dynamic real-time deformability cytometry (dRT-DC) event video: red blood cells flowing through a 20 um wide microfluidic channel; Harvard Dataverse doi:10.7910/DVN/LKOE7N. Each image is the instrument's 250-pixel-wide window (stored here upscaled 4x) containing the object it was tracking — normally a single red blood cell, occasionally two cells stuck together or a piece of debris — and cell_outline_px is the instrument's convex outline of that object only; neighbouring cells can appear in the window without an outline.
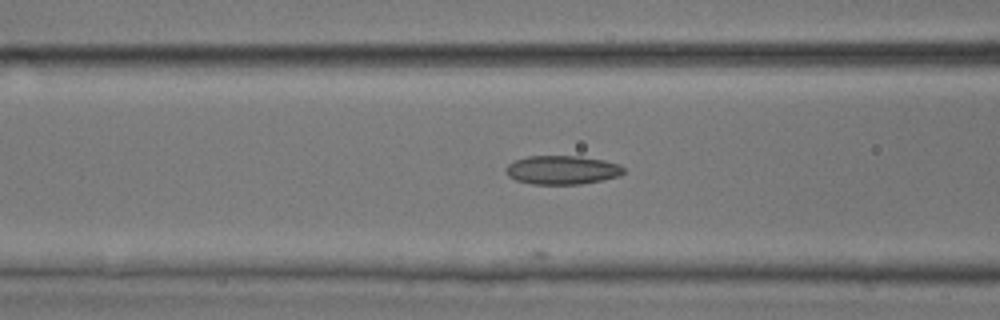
{"species": "common noctule bat (a hibernating species)", "species_latin": "Nyctalus noctula", "temperature_condition": "room temperature", "stored_images_in_passage": 12, "camera_frame_rate_fps": 3000, "um_per_image_px": 0.085, "animal": {"sex": "male", "body_mass_g": 17.9, "forearm_length_mm": 54.2}, "frame": {"image": 1, "passage_image": 5, "time_ms": 1.333, "image_size_px": [1000, 320], "cell_outline_px": [[624, 172], [620, 176], [604, 180], [580, 184], [532, 184], [516, 180], [508, 176], [504, 168], [508, 164], [516, 160], [528, 156], [580, 156], [604, 160], [620, 164], [624, 168]], "centroid_in_image_um": [47.8, 14.45], "position_along_channel_um": 118.8, "area_um2": 19.88}}
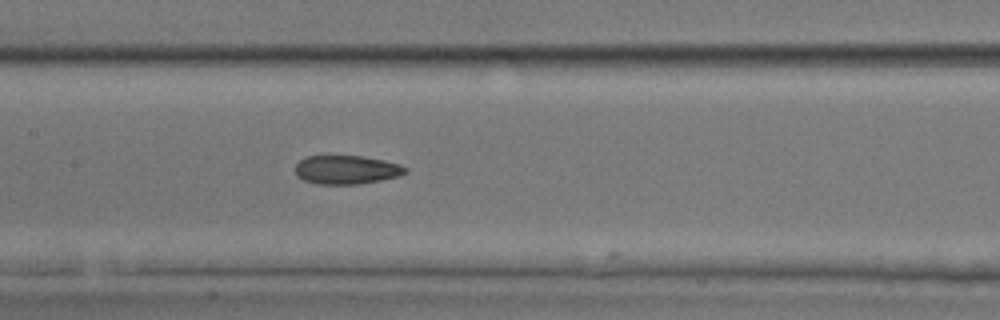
{"frame": {"image": 2, "passage_image": 9, "time_ms": 2.667, "image_size_px": [1000, 320], "cell_outline_px": [[408, 172], [400, 176], [360, 184], [316, 184], [304, 180], [296, 176], [296, 164], [300, 160], [308, 156], [364, 156], [384, 160], [400, 164], [408, 168]], "centroid_in_image_um": [29.48, 14.43], "position_along_channel_um": 177.9, "area_um2": 18.55}}